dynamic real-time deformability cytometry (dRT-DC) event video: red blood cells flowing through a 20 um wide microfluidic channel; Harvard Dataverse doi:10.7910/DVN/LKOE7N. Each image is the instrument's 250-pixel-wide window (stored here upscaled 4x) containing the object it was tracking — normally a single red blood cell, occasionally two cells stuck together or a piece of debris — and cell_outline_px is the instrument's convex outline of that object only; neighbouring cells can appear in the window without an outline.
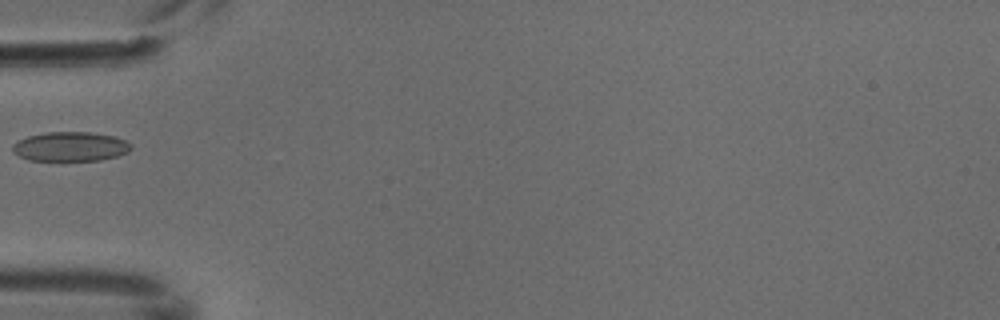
{"species": "common noctule bat (a hibernating species)", "species_latin": "Nyctalus noctula", "temperature_condition": "cold", "stored_images_in_passage": 3, "camera_frame_rate_fps": 3000, "um_per_image_px": 0.085, "animal": {"sex": "male", "body_mass_g": 18.8}, "frame": {"image": 1, "passage_image": 3, "time_ms": 0.667, "image_size_px": [1000, 320], "cell_outline_px": [[132, 148], [128, 152], [116, 156], [100, 160], [28, 160], [12, 152], [12, 144], [28, 136], [44, 132], [88, 132], [116, 136], [132, 144]], "centroid_in_image_um": [5.99, 12.45], "position_along_channel_um": 79.0, "area_um2": 20.29}}